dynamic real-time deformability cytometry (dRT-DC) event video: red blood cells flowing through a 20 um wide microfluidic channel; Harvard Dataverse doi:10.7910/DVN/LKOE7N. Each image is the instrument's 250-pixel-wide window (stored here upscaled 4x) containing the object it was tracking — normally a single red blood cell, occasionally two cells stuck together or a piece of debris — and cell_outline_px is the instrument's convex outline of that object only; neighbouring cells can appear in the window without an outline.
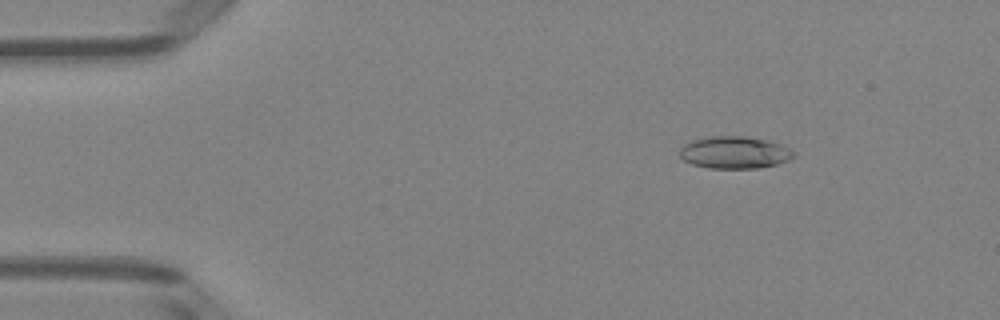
{"species": "Egyptian fruit bat (a non-hibernating species)", "species_latin": "Rousettus aegyptiacus", "temperature_condition": "room temperature", "stored_images_in_passage": 50, "camera_frame_rate_fps": 3000, "um_per_image_px": 0.085, "animal": {"sex": "female"}, "frame": {"image": 1, "passage_image": 7, "time_ms": 2.0, "image_size_px": [1000, 320], "cell_outline_px": [[796, 156], [788, 160], [776, 164], [756, 168], [708, 168], [692, 164], [684, 160], [680, 156], [680, 148], [684, 144], [692, 140], [712, 136], [744, 136], [768, 140], [784, 144], [796, 152]], "centroid_in_image_um": [62.47, 12.95], "position_along_channel_um": 22.5, "area_um2": 21.56}}
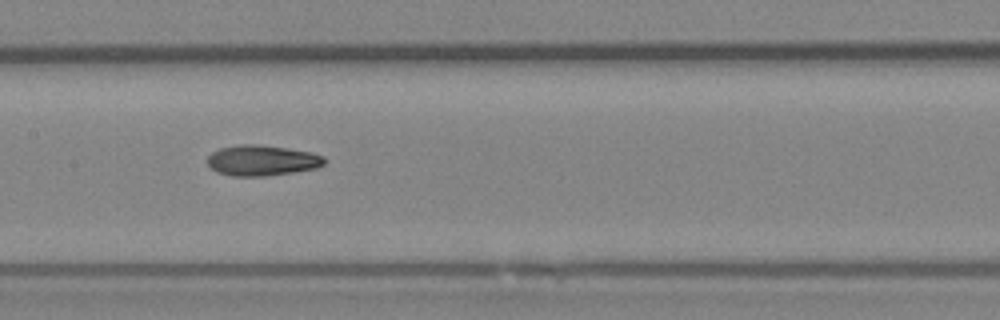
{"frame": {"image": 2, "passage_image": 25, "time_ms": 8.0, "image_size_px": [1000, 320], "cell_outline_px": [[328, 160], [324, 164], [316, 168], [292, 172], [264, 176], [232, 176], [216, 172], [208, 164], [208, 156], [212, 152], [220, 148], [244, 144], [256, 144], [288, 148], [312, 152], [324, 156]], "centroid_in_image_um": [22.3, 13.63], "position_along_channel_um": 185.1, "area_um2": 20.87}}
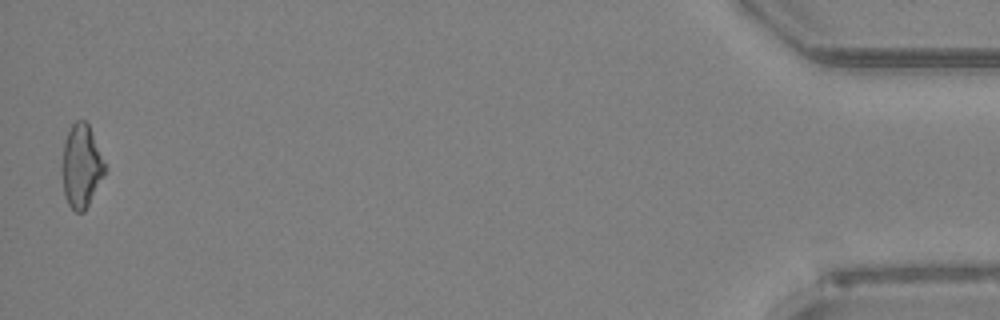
{"frame": {"image": 3, "passage_image": 50, "time_ms": 16.333, "image_size_px": [1000, 320], "cell_outline_px": [[108, 168], [104, 176], [84, 212], [76, 212], [68, 204], [64, 196], [60, 168], [64, 140], [72, 124], [76, 120], [84, 120], [88, 124]], "centroid_in_image_um": [6.9, 14.13], "position_along_channel_um": 428.3, "area_um2": 21.15}, "authors_computed_cell_mechanics": {"area_um2": 20.519, "velocity_mm_per_s": 4.0174, "shape_relaxation_time_tau1_ms": null, "shape_relaxation_time_tau2_ms": 4.4245, "deformation_change_tau1": null, "deformation_change_tau2": 0.1234}}